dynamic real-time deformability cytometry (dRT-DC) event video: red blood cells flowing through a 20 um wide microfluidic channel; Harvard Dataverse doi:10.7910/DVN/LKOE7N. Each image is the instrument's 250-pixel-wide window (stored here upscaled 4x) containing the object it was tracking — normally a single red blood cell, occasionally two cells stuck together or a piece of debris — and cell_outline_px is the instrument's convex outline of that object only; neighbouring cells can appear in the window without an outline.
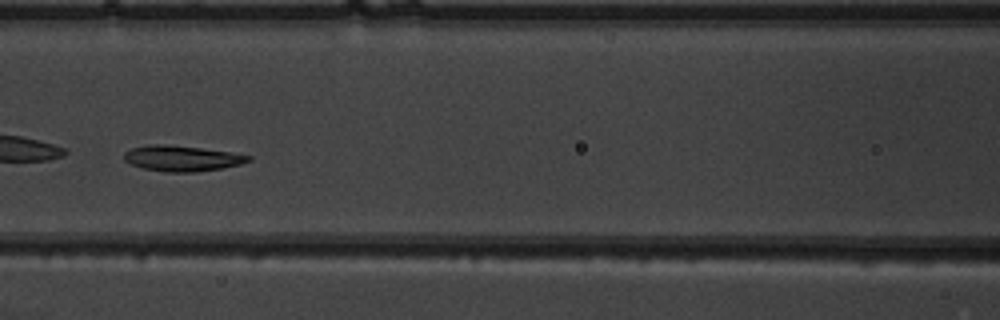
{"species": "common noctule bat (a hibernating species)", "species_latin": "Nyctalus noctula", "temperature_condition": "warm", "stored_images_in_passage": 46, "camera_frame_rate_fps": 3000, "um_per_image_px": 0.085, "animal": {"sex": "male", "body_mass_g": 19.5, "forearm_length_mm": 54.6}, "frame": {"image": 1, "passage_image": 19, "time_ms": 6.0, "image_size_px": [1000, 320], "cell_outline_px": [[252, 160], [240, 164], [220, 168], [196, 172], [164, 172], [144, 168], [128, 164], [124, 160], [124, 152], [132, 148], [148, 144], [164, 144], [200, 148], [232, 152], [252, 156]], "centroid_in_image_um": [15.44, 13.46], "position_along_channel_um": 151.2, "area_um2": 18.61}}
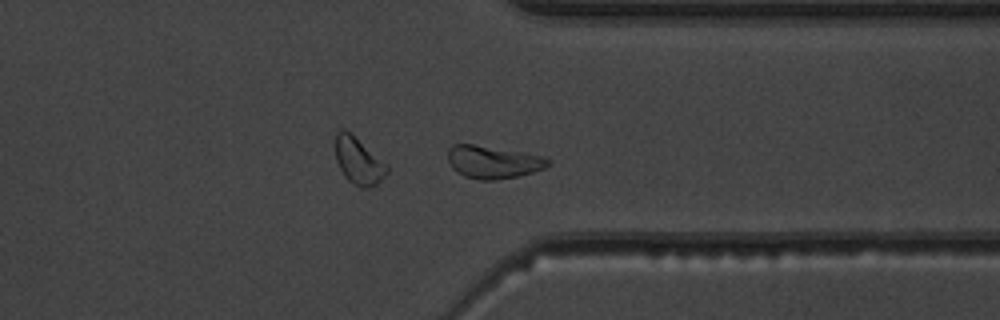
{"frame": {"image": 2, "passage_image": 36, "time_ms": 11.667, "image_size_px": [1000, 320], "cell_outline_px": [[552, 160], [544, 168], [520, 176], [496, 180], [480, 180], [464, 176], [456, 172], [452, 168], [448, 160], [448, 148], [452, 144], [472, 144], [544, 156]], "centroid_in_image_um": [41.89, 13.78], "position_along_channel_um": 369.5, "area_um2": 19.07}}
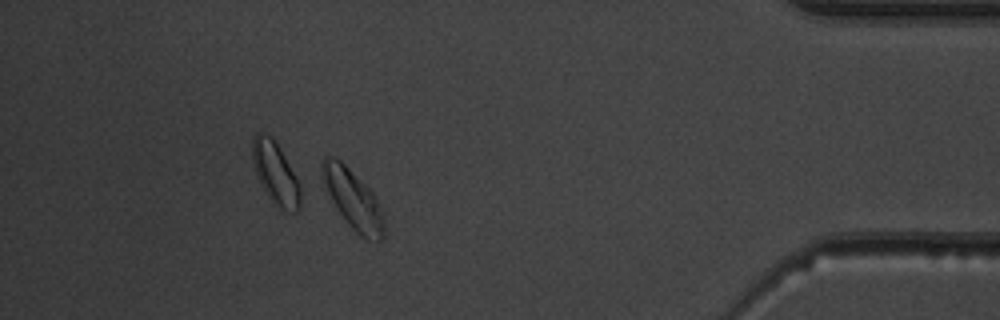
{"frame": {"image": 3, "passage_image": 42, "time_ms": 13.667, "image_size_px": [1000, 320], "cell_outline_px": [[384, 236], [380, 240], [368, 240], [360, 236], [352, 228], [340, 212], [320, 180], [320, 164], [324, 156], [332, 156], [340, 160], [376, 196], [384, 212]], "centroid_in_image_um": [30.0, 16.92], "position_along_channel_um": 405.2, "area_um2": 21.39}, "authors_computed_cell_mechanics": {"area_um2": 19.1029, "velocity_mm_per_s": 3.858, "shape_relaxation_time_tau1_ms": null, "shape_relaxation_time_tau2_ms": 8.909, "deformation_change_tau1": null, "deformation_change_tau2": 0.069}}